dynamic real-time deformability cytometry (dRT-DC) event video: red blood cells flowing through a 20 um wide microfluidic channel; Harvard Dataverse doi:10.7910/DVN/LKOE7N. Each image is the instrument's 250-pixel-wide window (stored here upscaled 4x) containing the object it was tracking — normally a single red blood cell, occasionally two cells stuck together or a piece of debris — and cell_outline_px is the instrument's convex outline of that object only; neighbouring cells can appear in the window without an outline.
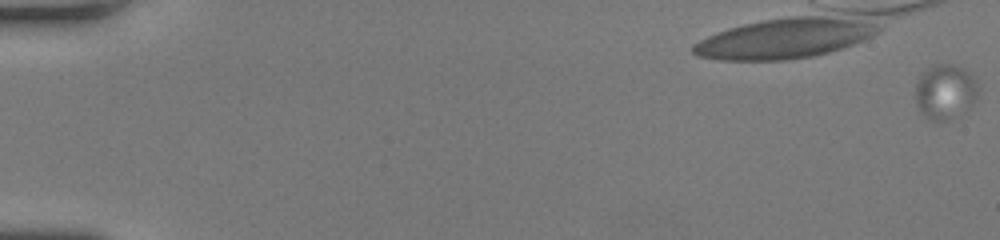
{"species": "human", "species_latin": "Homo sapiens", "temperature_condition": "room temperature", "stored_images_in_passage": 39, "segment_of_instrument_passage": [1, 2], "camera_frame_rate_fps": 3000, "um_per_image_px": 0.085, "donor": {"sex": "female"}, "frame": {"image": 1, "passage_image": 1, "time_ms": 0.0, "image_size_px": [1000, 240], "cell_outline_px": [[980, 88], [976, 100], [968, 108], [948, 120], [928, 120], [920, 112], [916, 104], [916, 84], [920, 76], [928, 68], [936, 64], [952, 64], [964, 68], [976, 80]], "centroid_in_image_um": [80.36, 7.79], "position_along_channel_um": 4.6, "area_um2": 20.11}}